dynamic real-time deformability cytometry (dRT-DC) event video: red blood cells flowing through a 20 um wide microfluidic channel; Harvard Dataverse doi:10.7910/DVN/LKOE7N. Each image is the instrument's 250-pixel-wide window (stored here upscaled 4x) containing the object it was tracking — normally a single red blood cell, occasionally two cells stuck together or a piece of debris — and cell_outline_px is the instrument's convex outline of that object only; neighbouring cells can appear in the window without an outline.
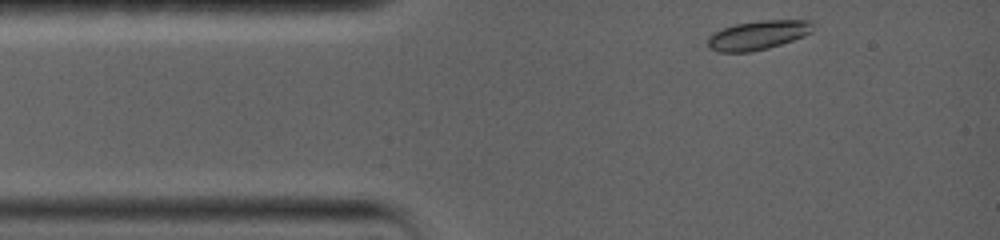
{"species": "common noctule bat (a hibernating species)", "species_latin": "Nyctalus noctula", "temperature_condition": "warm", "stored_images_in_passage": 25, "camera_frame_rate_fps": 5000, "um_per_image_px": 0.085, "animal": {"sex": "female", "body_mass_g": 19.0, "forearm_length_mm": 56.7}, "frame": {"image": 1, "passage_image": 1, "time_ms": 0.0, "image_size_px": [1000, 240], "cell_outline_px": [[812, 32], [804, 36], [768, 48], [752, 52], [716, 52], [708, 48], [708, 36], [712, 32], [732, 24], [760, 20], [812, 20]], "centroid_in_image_um": [64.37, 2.98], "position_along_channel_um": 20.6, "area_um2": 18.09}}
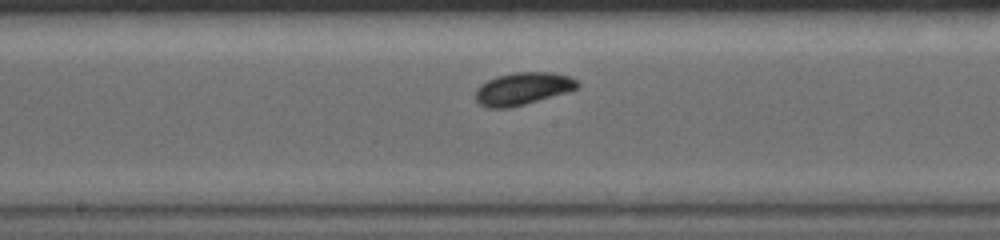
{"frame": {"image": 2, "passage_image": 15, "time_ms": 6.0, "image_size_px": [1000, 240], "cell_outline_px": [[580, 84], [576, 88], [568, 92], [524, 104], [508, 108], [488, 108], [480, 104], [476, 100], [476, 88], [480, 84], [496, 76], [512, 72], [552, 72], [568, 76], [576, 80]], "centroid_in_image_um": [44.41, 7.53], "position_along_channel_um": 203.8, "area_um2": 19.25}}
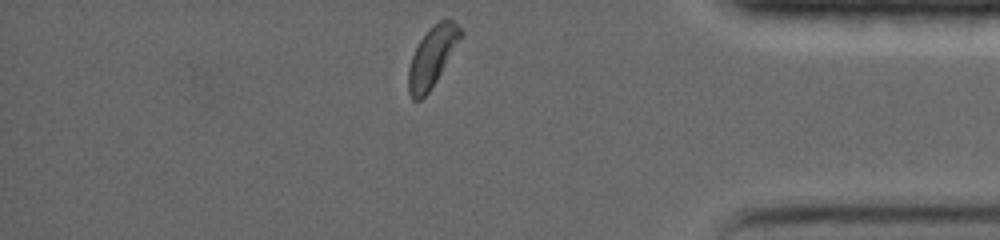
{"frame": {"image": 3, "passage_image": 25, "time_ms": 12.0, "image_size_px": [1000, 240], "cell_outline_px": [[464, 32], [436, 80], [428, 92], [420, 100], [412, 100], [408, 92], [408, 68], [412, 56], [420, 40], [440, 20], [452, 20]], "centroid_in_image_um": [36.7, 4.86], "position_along_channel_um": 398.5, "area_um2": 17.51}, "authors_computed_cell_mechanics": {"area_um2": 18.1492, "velocity_mm_per_s": 3.6453, "shape_relaxation_time_tau1_ms": 2.0579, "shape_relaxation_time_tau2_ms": null, "deformation_change_tau1": 0.1186, "deformation_change_tau2": null}}